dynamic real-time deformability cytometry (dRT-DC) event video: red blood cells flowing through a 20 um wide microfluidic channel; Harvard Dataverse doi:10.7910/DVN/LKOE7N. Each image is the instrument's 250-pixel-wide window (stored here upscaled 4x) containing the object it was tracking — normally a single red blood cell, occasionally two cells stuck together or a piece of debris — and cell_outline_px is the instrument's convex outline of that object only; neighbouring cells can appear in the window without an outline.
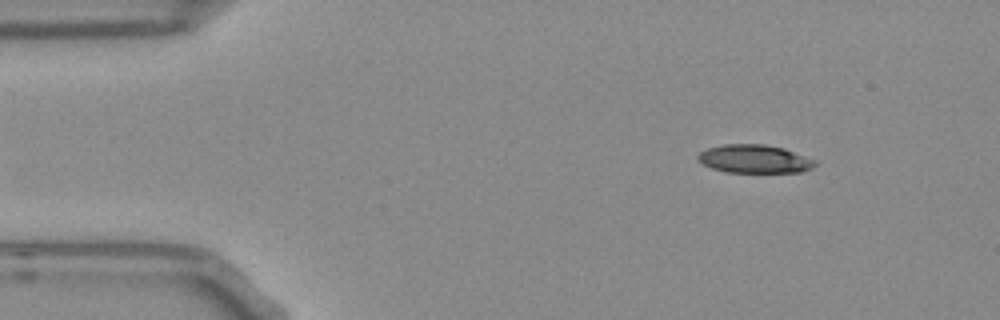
{"species": "Egyptian fruit bat (a non-hibernating species)", "species_latin": "Rousettus aegyptiacus", "temperature_condition": "room temperature", "stored_images_in_passage": 53, "camera_frame_rate_fps": 3000, "um_per_image_px": 0.085, "frame": {"image": 1, "passage_image": 6, "time_ms": 1.667, "image_size_px": [1000, 320], "cell_outline_px": [[816, 164], [812, 168], [804, 172], [724, 172], [712, 168], [696, 160], [696, 156], [700, 152], [708, 148], [724, 144], [764, 144], [784, 148], [816, 160]], "centroid_in_image_um": [64.13, 13.51], "position_along_channel_um": 20.9, "area_um2": 19.42}}
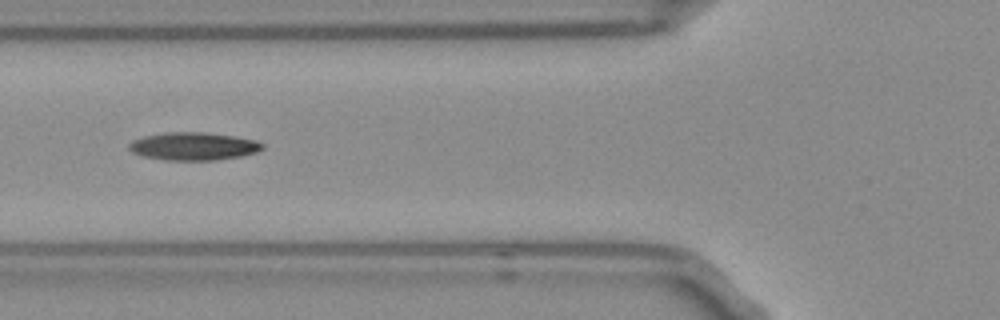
{"frame": {"image": 2, "passage_image": 19, "time_ms": 6.0, "image_size_px": [1000, 320], "cell_outline_px": [[264, 148], [256, 152], [240, 156], [216, 160], [164, 160], [144, 156], [132, 152], [128, 148], [128, 144], [132, 140], [144, 136], [164, 132], [204, 132], [236, 136], [256, 140], [264, 144]], "centroid_in_image_um": [16.44, 12.42], "position_along_channel_um": 109.4, "area_um2": 21.79}}
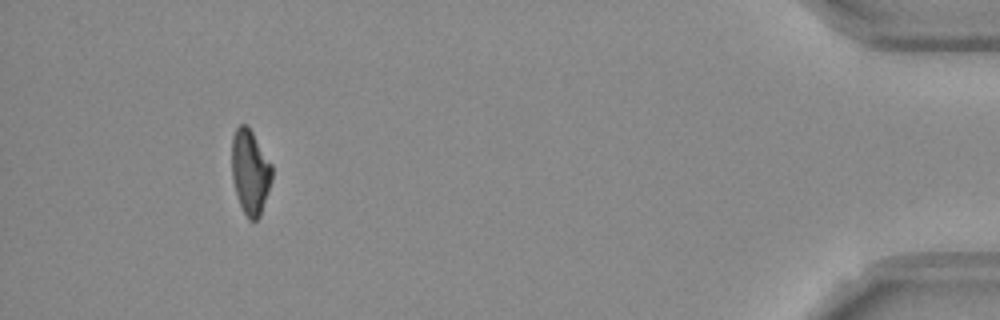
{"frame": {"image": 3, "passage_image": 49, "time_ms": 16.0, "image_size_px": [1000, 320], "cell_outline_px": [[272, 180], [260, 216], [256, 220], [248, 220], [240, 204], [232, 180], [232, 136], [236, 128], [240, 124], [248, 124], [272, 164]], "centroid_in_image_um": [21.27, 14.58], "position_along_channel_um": 413.9, "area_um2": 19.94}, "authors_computed_cell_mechanics": {"area_um2": 20.519, "velocity_mm_per_s": 3.7502, "shape_relaxation_time_tau1_ms": 8.2486, "shape_relaxation_time_tau2_ms": 9.7913, "deformation_change_tau1": 0.2318, "deformation_change_tau2": 0.2128}}